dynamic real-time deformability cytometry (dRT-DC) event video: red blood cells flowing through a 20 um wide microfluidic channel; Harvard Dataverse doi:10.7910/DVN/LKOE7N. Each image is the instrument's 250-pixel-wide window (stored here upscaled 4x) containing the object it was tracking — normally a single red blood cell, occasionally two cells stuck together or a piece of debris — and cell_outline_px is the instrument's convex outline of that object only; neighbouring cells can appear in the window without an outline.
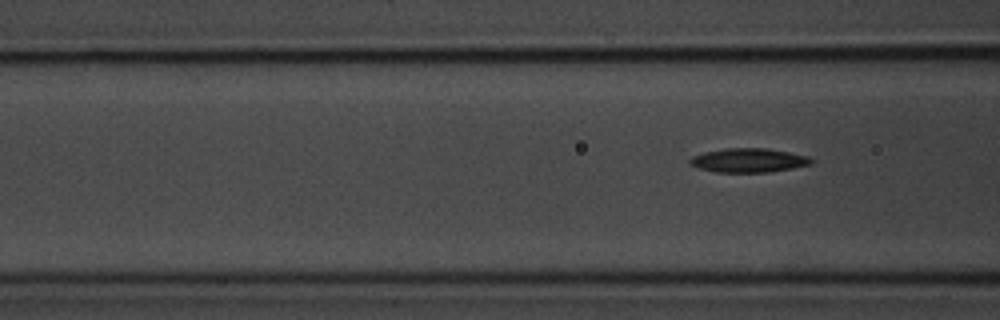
{"species": "common noctule bat (a hibernating species)", "species_latin": "Nyctalus noctula", "temperature_condition": "room temperature", "stored_images_in_passage": 4, "camera_frame_rate_fps": 3000, "um_per_image_px": 0.085, "animal": {"sex": "male", "body_mass_g": 20.1, "forearm_length_mm": 53.5}, "frame": {"image": 1, "passage_image": 4, "time_ms": 4.333, "image_size_px": [1000, 320], "cell_outline_px": [[812, 164], [792, 168], [768, 172], [716, 172], [700, 168], [688, 164], [688, 160], [692, 156], [704, 152], [724, 148], [764, 148], [788, 152], [808, 156], [812, 160]], "centroid_in_image_um": [63.59, 13.62], "position_along_channel_um": 103.0, "area_um2": 16.94}}